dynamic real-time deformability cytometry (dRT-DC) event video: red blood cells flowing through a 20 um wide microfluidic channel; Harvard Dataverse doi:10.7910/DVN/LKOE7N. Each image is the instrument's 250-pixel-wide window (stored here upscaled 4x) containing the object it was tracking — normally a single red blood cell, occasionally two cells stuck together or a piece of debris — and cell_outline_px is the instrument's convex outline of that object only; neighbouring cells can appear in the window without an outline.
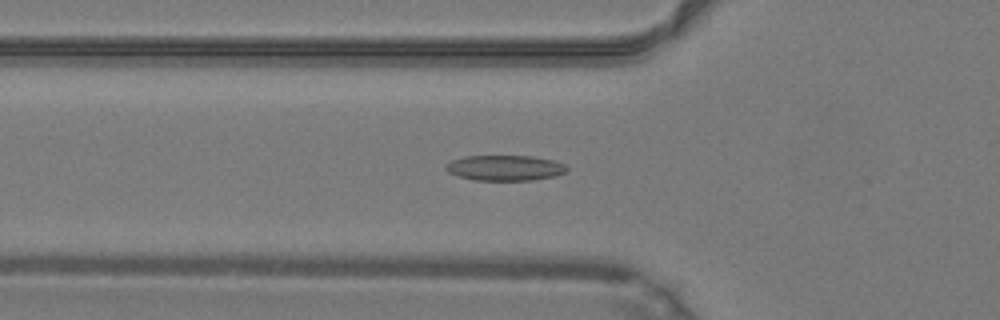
{"species": "common noctule bat (a hibernating species)", "species_latin": "Nyctalus noctula", "temperature_condition": "warm", "stored_images_in_passage": 20, "camera_frame_rate_fps": 3000, "um_per_image_px": 0.085, "animal": {"sex": "male", "body_mass_g": 19.2, "forearm_length_mm": 51.8}, "frame": {"image": 1, "passage_image": 11, "time_ms": 3.333, "image_size_px": [1000, 320], "cell_outline_px": [[568, 172], [556, 176], [532, 180], [476, 180], [460, 176], [448, 172], [444, 168], [444, 164], [452, 160], [464, 156], [532, 156], [552, 160], [564, 164], [568, 168]], "centroid_in_image_um": [42.93, 14.27], "position_along_channel_um": 82.9, "area_um2": 17.98}}
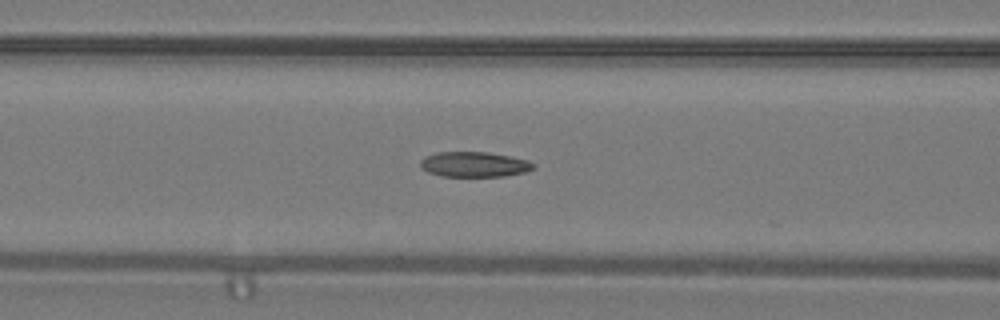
{"frame": {"image": 2, "passage_image": 14, "time_ms": 4.333, "image_size_px": [1000, 320], "cell_outline_px": [[536, 168], [524, 172], [504, 176], [440, 176], [428, 172], [420, 168], [420, 160], [424, 156], [436, 152], [488, 152], [528, 160], [536, 164]], "centroid_in_image_um": [40.29, 13.97], "position_along_channel_um": 126.3, "area_um2": 16.7}}
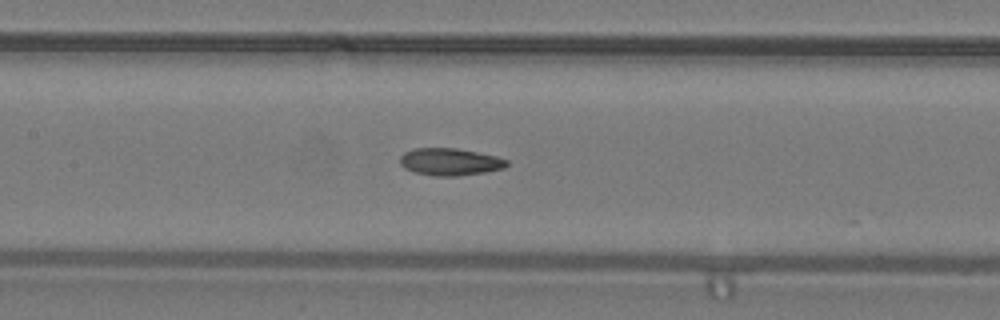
{"frame": {"image": 3, "passage_image": 17, "time_ms": 5.333, "image_size_px": [1000, 320], "cell_outline_px": [[508, 164], [504, 168], [484, 172], [456, 176], [436, 176], [416, 172], [404, 168], [400, 164], [400, 156], [404, 152], [412, 148], [456, 148], [496, 156], [508, 160]], "centroid_in_image_um": [38.23, 13.75], "position_along_channel_um": 169.2, "area_um2": 16.88}}